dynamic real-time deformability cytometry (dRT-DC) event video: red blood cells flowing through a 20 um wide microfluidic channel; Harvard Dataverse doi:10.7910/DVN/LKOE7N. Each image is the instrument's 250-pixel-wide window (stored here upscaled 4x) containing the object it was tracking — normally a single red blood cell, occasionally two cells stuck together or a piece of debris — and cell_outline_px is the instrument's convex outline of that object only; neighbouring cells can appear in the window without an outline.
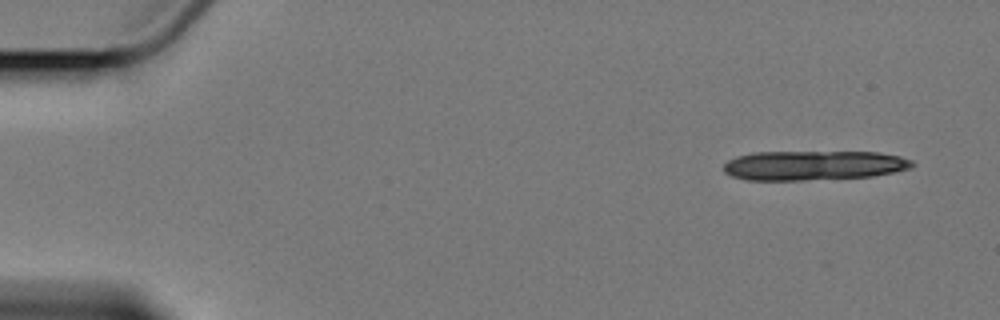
{"species": "Egyptian fruit bat (a non-hibernating species)", "species_latin": "Rousettus aegyptiacus", "temperature_condition": "cold", "stored_images_in_passage": 5, "camera_frame_rate_fps": 3000, "um_per_image_px": 0.085, "animal": {"sex": "female"}, "frame": {"image": 1, "passage_image": 1, "time_ms": 0.0, "image_size_px": [1000, 320], "cell_outline_px": [[916, 164], [912, 168], [872, 176], [804, 180], [748, 180], [732, 176], [724, 172], [724, 164], [728, 160], [736, 156], [752, 152], [876, 152], [900, 156], [912, 160]], "centroid_in_image_um": [69.15, 14.05], "position_along_channel_um": 15.9, "area_um2": 32.54}}